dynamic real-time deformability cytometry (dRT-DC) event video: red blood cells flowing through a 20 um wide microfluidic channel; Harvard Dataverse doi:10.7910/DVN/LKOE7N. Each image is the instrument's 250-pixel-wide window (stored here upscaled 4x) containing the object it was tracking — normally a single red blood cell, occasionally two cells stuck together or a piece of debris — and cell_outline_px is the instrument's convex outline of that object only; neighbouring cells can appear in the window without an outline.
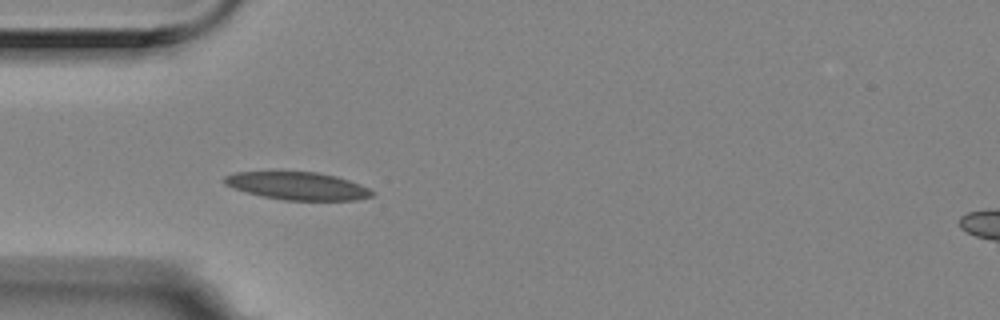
{"species": "Egyptian fruit bat (a non-hibernating species)", "species_latin": "Rousettus aegyptiacus", "temperature_condition": "room temperature", "stored_images_in_passage": 6, "camera_frame_rate_fps": 3000, "um_per_image_px": 0.085, "animal": {"sex": "female"}, "frame": {"image": 1, "passage_image": 4, "time_ms": 1.0, "image_size_px": [1000, 320], "cell_outline_px": [[376, 192], [372, 196], [356, 200], [284, 200], [264, 196], [232, 188], [224, 184], [220, 180], [224, 176], [232, 172], [316, 172], [336, 176], [360, 184]], "centroid_in_image_um": [25.27, 15.8], "position_along_channel_um": 59.7, "area_um2": 23.87}}
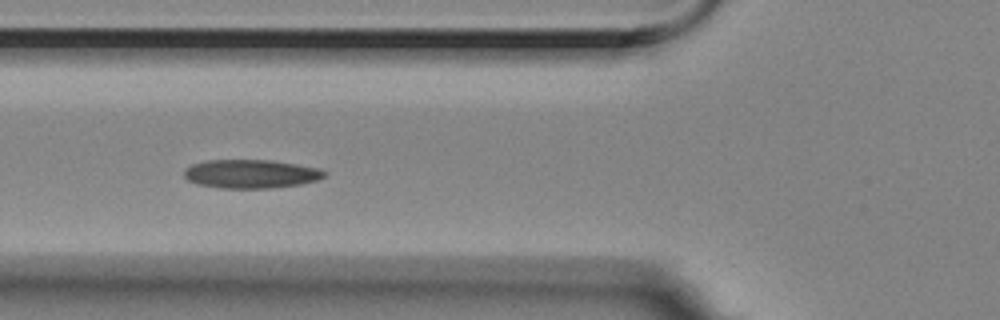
{"frame": {"image": 2, "passage_image": 5, "time_ms": 1.333, "image_size_px": [1000, 320], "cell_outline_px": [[328, 172], [324, 176], [316, 180], [300, 184], [272, 188], [220, 188], [196, 184], [188, 180], [184, 176], [184, 168], [192, 164], [208, 160], [272, 160], [320, 168]], "centroid_in_image_um": [21.31, 14.78], "position_along_channel_um": 104.5, "area_um2": 23.52}}
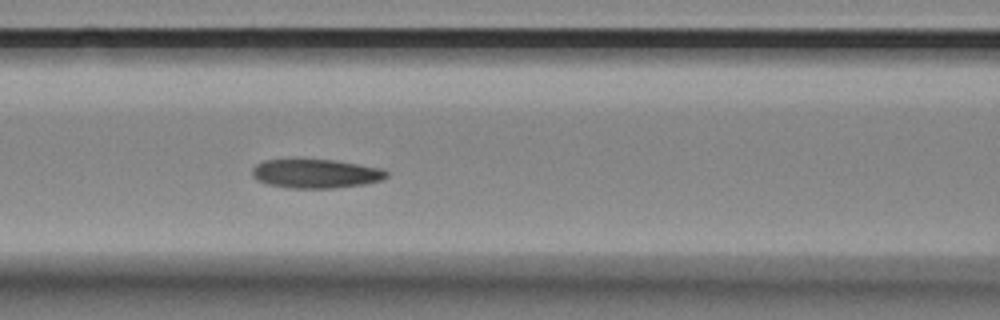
{"frame": {"image": 3, "passage_image": 6, "time_ms": 1.667, "image_size_px": [1000, 320], "cell_outline_px": [[388, 176], [380, 180], [364, 184], [332, 188], [288, 188], [268, 184], [256, 180], [252, 176], [252, 168], [256, 164], [264, 160], [332, 160], [380, 168], [388, 172]], "centroid_in_image_um": [26.8, 14.77], "position_along_channel_um": 139.8, "area_um2": 22.43}}